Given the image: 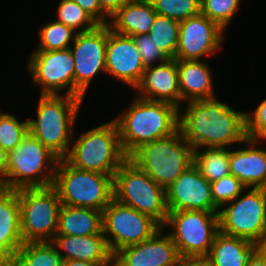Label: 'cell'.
I'll list each match as a JSON object with an SVG mask.
<instances>
[{"mask_svg":"<svg viewBox=\"0 0 266 266\" xmlns=\"http://www.w3.org/2000/svg\"><path fill=\"white\" fill-rule=\"evenodd\" d=\"M184 104L179 109V130L194 150L232 148L247 140L246 112L235 110L217 97Z\"/></svg>","mask_w":266,"mask_h":266,"instance_id":"obj_1","label":"cell"},{"mask_svg":"<svg viewBox=\"0 0 266 266\" xmlns=\"http://www.w3.org/2000/svg\"><path fill=\"white\" fill-rule=\"evenodd\" d=\"M130 105L116 115L120 143L129 157L140 146L169 137L179 130V108L166 102L132 96Z\"/></svg>","mask_w":266,"mask_h":266,"instance_id":"obj_2","label":"cell"},{"mask_svg":"<svg viewBox=\"0 0 266 266\" xmlns=\"http://www.w3.org/2000/svg\"><path fill=\"white\" fill-rule=\"evenodd\" d=\"M39 95L36 116L28 119L29 132L59 159H64L71 147L83 99L66 94Z\"/></svg>","mask_w":266,"mask_h":266,"instance_id":"obj_3","label":"cell"},{"mask_svg":"<svg viewBox=\"0 0 266 266\" xmlns=\"http://www.w3.org/2000/svg\"><path fill=\"white\" fill-rule=\"evenodd\" d=\"M75 133L69 153L64 159L77 169L98 172L114 178L116 171L128 159L122 149L115 121L112 119L89 128L77 139Z\"/></svg>","mask_w":266,"mask_h":266,"instance_id":"obj_4","label":"cell"},{"mask_svg":"<svg viewBox=\"0 0 266 266\" xmlns=\"http://www.w3.org/2000/svg\"><path fill=\"white\" fill-rule=\"evenodd\" d=\"M194 149L180 130L140 146L128 158L165 190L191 165Z\"/></svg>","mask_w":266,"mask_h":266,"instance_id":"obj_5","label":"cell"},{"mask_svg":"<svg viewBox=\"0 0 266 266\" xmlns=\"http://www.w3.org/2000/svg\"><path fill=\"white\" fill-rule=\"evenodd\" d=\"M59 158L30 132L8 152L7 172L2 188L48 187L53 185Z\"/></svg>","mask_w":266,"mask_h":266,"instance_id":"obj_6","label":"cell"},{"mask_svg":"<svg viewBox=\"0 0 266 266\" xmlns=\"http://www.w3.org/2000/svg\"><path fill=\"white\" fill-rule=\"evenodd\" d=\"M61 204L103 211L114 199L113 177L80 170L59 159L52 185Z\"/></svg>","mask_w":266,"mask_h":266,"instance_id":"obj_7","label":"cell"},{"mask_svg":"<svg viewBox=\"0 0 266 266\" xmlns=\"http://www.w3.org/2000/svg\"><path fill=\"white\" fill-rule=\"evenodd\" d=\"M114 199L163 226L167 220L166 190L129 158L119 167L113 178Z\"/></svg>","mask_w":266,"mask_h":266,"instance_id":"obj_8","label":"cell"},{"mask_svg":"<svg viewBox=\"0 0 266 266\" xmlns=\"http://www.w3.org/2000/svg\"><path fill=\"white\" fill-rule=\"evenodd\" d=\"M219 231L266 247V188L248 187L218 210Z\"/></svg>","mask_w":266,"mask_h":266,"instance_id":"obj_9","label":"cell"},{"mask_svg":"<svg viewBox=\"0 0 266 266\" xmlns=\"http://www.w3.org/2000/svg\"><path fill=\"white\" fill-rule=\"evenodd\" d=\"M20 228L24 243L53 241L61 209L53 186L18 189Z\"/></svg>","mask_w":266,"mask_h":266,"instance_id":"obj_10","label":"cell"},{"mask_svg":"<svg viewBox=\"0 0 266 266\" xmlns=\"http://www.w3.org/2000/svg\"><path fill=\"white\" fill-rule=\"evenodd\" d=\"M162 226L168 231L181 258L208 256L219 232L218 212L197 210L168 211Z\"/></svg>","mask_w":266,"mask_h":266,"instance_id":"obj_11","label":"cell"},{"mask_svg":"<svg viewBox=\"0 0 266 266\" xmlns=\"http://www.w3.org/2000/svg\"><path fill=\"white\" fill-rule=\"evenodd\" d=\"M161 228L152 217L115 199L102 211V232L112 254L149 239Z\"/></svg>","mask_w":266,"mask_h":266,"instance_id":"obj_12","label":"cell"},{"mask_svg":"<svg viewBox=\"0 0 266 266\" xmlns=\"http://www.w3.org/2000/svg\"><path fill=\"white\" fill-rule=\"evenodd\" d=\"M27 59L32 85L41 89L40 94L74 96V59L70 48L34 50Z\"/></svg>","mask_w":266,"mask_h":266,"instance_id":"obj_13","label":"cell"},{"mask_svg":"<svg viewBox=\"0 0 266 266\" xmlns=\"http://www.w3.org/2000/svg\"><path fill=\"white\" fill-rule=\"evenodd\" d=\"M107 24L77 33L70 50L74 59V96L85 99L97 75H106Z\"/></svg>","mask_w":266,"mask_h":266,"instance_id":"obj_14","label":"cell"},{"mask_svg":"<svg viewBox=\"0 0 266 266\" xmlns=\"http://www.w3.org/2000/svg\"><path fill=\"white\" fill-rule=\"evenodd\" d=\"M225 31L207 16L199 14L180 21L175 60H204L221 49Z\"/></svg>","mask_w":266,"mask_h":266,"instance_id":"obj_15","label":"cell"},{"mask_svg":"<svg viewBox=\"0 0 266 266\" xmlns=\"http://www.w3.org/2000/svg\"><path fill=\"white\" fill-rule=\"evenodd\" d=\"M106 75L135 89L145 66L133 37L116 33L107 24Z\"/></svg>","mask_w":266,"mask_h":266,"instance_id":"obj_16","label":"cell"},{"mask_svg":"<svg viewBox=\"0 0 266 266\" xmlns=\"http://www.w3.org/2000/svg\"><path fill=\"white\" fill-rule=\"evenodd\" d=\"M168 211L197 210L218 212L212 198L211 183L191 165L167 189Z\"/></svg>","mask_w":266,"mask_h":266,"instance_id":"obj_17","label":"cell"},{"mask_svg":"<svg viewBox=\"0 0 266 266\" xmlns=\"http://www.w3.org/2000/svg\"><path fill=\"white\" fill-rule=\"evenodd\" d=\"M181 256L170 235L159 229L152 237L113 254V266H179Z\"/></svg>","mask_w":266,"mask_h":266,"instance_id":"obj_18","label":"cell"},{"mask_svg":"<svg viewBox=\"0 0 266 266\" xmlns=\"http://www.w3.org/2000/svg\"><path fill=\"white\" fill-rule=\"evenodd\" d=\"M134 92L142 99L166 102L179 109L182 106L177 60L167 59L154 66L146 67Z\"/></svg>","mask_w":266,"mask_h":266,"instance_id":"obj_19","label":"cell"},{"mask_svg":"<svg viewBox=\"0 0 266 266\" xmlns=\"http://www.w3.org/2000/svg\"><path fill=\"white\" fill-rule=\"evenodd\" d=\"M261 142L247 138L242 143L247 147L230 148V174L247 187L266 188V149L259 147Z\"/></svg>","mask_w":266,"mask_h":266,"instance_id":"obj_20","label":"cell"},{"mask_svg":"<svg viewBox=\"0 0 266 266\" xmlns=\"http://www.w3.org/2000/svg\"><path fill=\"white\" fill-rule=\"evenodd\" d=\"M52 242L63 260L103 262L113 266V254L102 231L88 236L55 235Z\"/></svg>","mask_w":266,"mask_h":266,"instance_id":"obj_21","label":"cell"},{"mask_svg":"<svg viewBox=\"0 0 266 266\" xmlns=\"http://www.w3.org/2000/svg\"><path fill=\"white\" fill-rule=\"evenodd\" d=\"M180 94L183 103L216 98L212 68L205 60H177Z\"/></svg>","mask_w":266,"mask_h":266,"instance_id":"obj_22","label":"cell"},{"mask_svg":"<svg viewBox=\"0 0 266 266\" xmlns=\"http://www.w3.org/2000/svg\"><path fill=\"white\" fill-rule=\"evenodd\" d=\"M156 14L150 0H129L110 17L108 25L122 35L148 34Z\"/></svg>","mask_w":266,"mask_h":266,"instance_id":"obj_23","label":"cell"},{"mask_svg":"<svg viewBox=\"0 0 266 266\" xmlns=\"http://www.w3.org/2000/svg\"><path fill=\"white\" fill-rule=\"evenodd\" d=\"M261 247L258 243L219 231L207 257L214 266H246Z\"/></svg>","mask_w":266,"mask_h":266,"instance_id":"obj_24","label":"cell"},{"mask_svg":"<svg viewBox=\"0 0 266 266\" xmlns=\"http://www.w3.org/2000/svg\"><path fill=\"white\" fill-rule=\"evenodd\" d=\"M0 243L15 256L23 245L18 190L0 189Z\"/></svg>","mask_w":266,"mask_h":266,"instance_id":"obj_25","label":"cell"},{"mask_svg":"<svg viewBox=\"0 0 266 266\" xmlns=\"http://www.w3.org/2000/svg\"><path fill=\"white\" fill-rule=\"evenodd\" d=\"M101 231L102 211L62 204L56 235L88 236Z\"/></svg>","mask_w":266,"mask_h":266,"instance_id":"obj_26","label":"cell"},{"mask_svg":"<svg viewBox=\"0 0 266 266\" xmlns=\"http://www.w3.org/2000/svg\"><path fill=\"white\" fill-rule=\"evenodd\" d=\"M193 164L208 182L220 180L230 175V148L195 149Z\"/></svg>","mask_w":266,"mask_h":266,"instance_id":"obj_27","label":"cell"},{"mask_svg":"<svg viewBox=\"0 0 266 266\" xmlns=\"http://www.w3.org/2000/svg\"><path fill=\"white\" fill-rule=\"evenodd\" d=\"M62 262L52 241L27 242L17 250L13 266H61Z\"/></svg>","mask_w":266,"mask_h":266,"instance_id":"obj_28","label":"cell"},{"mask_svg":"<svg viewBox=\"0 0 266 266\" xmlns=\"http://www.w3.org/2000/svg\"><path fill=\"white\" fill-rule=\"evenodd\" d=\"M180 21L156 14L148 33L168 59H174L178 47Z\"/></svg>","mask_w":266,"mask_h":266,"instance_id":"obj_29","label":"cell"},{"mask_svg":"<svg viewBox=\"0 0 266 266\" xmlns=\"http://www.w3.org/2000/svg\"><path fill=\"white\" fill-rule=\"evenodd\" d=\"M38 44L35 50H64L70 48L77 34L72 28L56 20H50L38 28Z\"/></svg>","mask_w":266,"mask_h":266,"instance_id":"obj_30","label":"cell"},{"mask_svg":"<svg viewBox=\"0 0 266 266\" xmlns=\"http://www.w3.org/2000/svg\"><path fill=\"white\" fill-rule=\"evenodd\" d=\"M56 8V21L65 24L77 33L93 30L99 25L73 0H60Z\"/></svg>","mask_w":266,"mask_h":266,"instance_id":"obj_31","label":"cell"},{"mask_svg":"<svg viewBox=\"0 0 266 266\" xmlns=\"http://www.w3.org/2000/svg\"><path fill=\"white\" fill-rule=\"evenodd\" d=\"M28 132V119L19 121L14 114L0 109V147L7 153L16 148Z\"/></svg>","mask_w":266,"mask_h":266,"instance_id":"obj_32","label":"cell"},{"mask_svg":"<svg viewBox=\"0 0 266 266\" xmlns=\"http://www.w3.org/2000/svg\"><path fill=\"white\" fill-rule=\"evenodd\" d=\"M158 15L177 21L186 20L201 13L200 0H150Z\"/></svg>","mask_w":266,"mask_h":266,"instance_id":"obj_33","label":"cell"},{"mask_svg":"<svg viewBox=\"0 0 266 266\" xmlns=\"http://www.w3.org/2000/svg\"><path fill=\"white\" fill-rule=\"evenodd\" d=\"M242 0H200L201 14L218 24L224 31L234 19Z\"/></svg>","mask_w":266,"mask_h":266,"instance_id":"obj_34","label":"cell"},{"mask_svg":"<svg viewBox=\"0 0 266 266\" xmlns=\"http://www.w3.org/2000/svg\"><path fill=\"white\" fill-rule=\"evenodd\" d=\"M248 187L233 175L211 182L212 198L215 206L220 209L242 194Z\"/></svg>","mask_w":266,"mask_h":266,"instance_id":"obj_35","label":"cell"},{"mask_svg":"<svg viewBox=\"0 0 266 266\" xmlns=\"http://www.w3.org/2000/svg\"><path fill=\"white\" fill-rule=\"evenodd\" d=\"M246 130L249 139L266 141V98L246 112Z\"/></svg>","mask_w":266,"mask_h":266,"instance_id":"obj_36","label":"cell"},{"mask_svg":"<svg viewBox=\"0 0 266 266\" xmlns=\"http://www.w3.org/2000/svg\"><path fill=\"white\" fill-rule=\"evenodd\" d=\"M136 47L139 50L145 68L166 61L168 58L156 46L148 34L133 36Z\"/></svg>","mask_w":266,"mask_h":266,"instance_id":"obj_37","label":"cell"},{"mask_svg":"<svg viewBox=\"0 0 266 266\" xmlns=\"http://www.w3.org/2000/svg\"><path fill=\"white\" fill-rule=\"evenodd\" d=\"M80 5L99 25L109 23L110 18L101 10L98 0H73Z\"/></svg>","mask_w":266,"mask_h":266,"instance_id":"obj_38","label":"cell"},{"mask_svg":"<svg viewBox=\"0 0 266 266\" xmlns=\"http://www.w3.org/2000/svg\"><path fill=\"white\" fill-rule=\"evenodd\" d=\"M101 10L110 18L129 0H98Z\"/></svg>","mask_w":266,"mask_h":266,"instance_id":"obj_39","label":"cell"},{"mask_svg":"<svg viewBox=\"0 0 266 266\" xmlns=\"http://www.w3.org/2000/svg\"><path fill=\"white\" fill-rule=\"evenodd\" d=\"M179 266H214L207 256L184 257L180 259Z\"/></svg>","mask_w":266,"mask_h":266,"instance_id":"obj_40","label":"cell"},{"mask_svg":"<svg viewBox=\"0 0 266 266\" xmlns=\"http://www.w3.org/2000/svg\"><path fill=\"white\" fill-rule=\"evenodd\" d=\"M246 266H266V247H261Z\"/></svg>","mask_w":266,"mask_h":266,"instance_id":"obj_41","label":"cell"},{"mask_svg":"<svg viewBox=\"0 0 266 266\" xmlns=\"http://www.w3.org/2000/svg\"><path fill=\"white\" fill-rule=\"evenodd\" d=\"M14 256L0 243V266H13Z\"/></svg>","mask_w":266,"mask_h":266,"instance_id":"obj_42","label":"cell"},{"mask_svg":"<svg viewBox=\"0 0 266 266\" xmlns=\"http://www.w3.org/2000/svg\"><path fill=\"white\" fill-rule=\"evenodd\" d=\"M8 153L0 147V183L2 184L7 172Z\"/></svg>","mask_w":266,"mask_h":266,"instance_id":"obj_43","label":"cell"},{"mask_svg":"<svg viewBox=\"0 0 266 266\" xmlns=\"http://www.w3.org/2000/svg\"><path fill=\"white\" fill-rule=\"evenodd\" d=\"M61 266H106L103 262H89L78 260H63Z\"/></svg>","mask_w":266,"mask_h":266,"instance_id":"obj_44","label":"cell"}]
</instances>
